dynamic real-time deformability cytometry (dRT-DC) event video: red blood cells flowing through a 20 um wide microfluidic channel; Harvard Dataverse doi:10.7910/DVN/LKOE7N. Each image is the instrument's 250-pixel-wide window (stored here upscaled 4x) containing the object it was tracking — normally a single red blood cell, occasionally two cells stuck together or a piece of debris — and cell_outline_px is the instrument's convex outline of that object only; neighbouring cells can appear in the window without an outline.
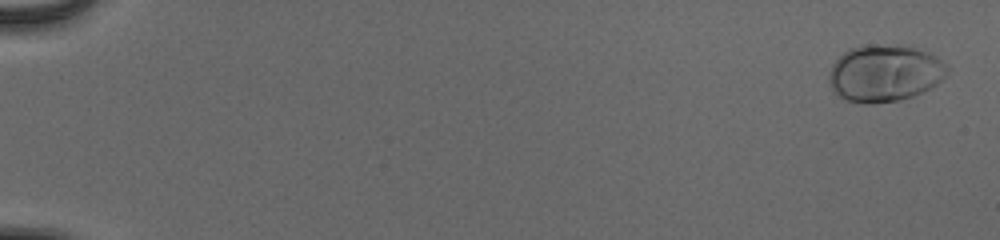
{"species": "human", "species_latin": "Homo sapiens", "temperature_condition": "cold", "stored_images_in_passage": 55, "camera_frame_rate_fps": 3000, "um_per_image_px": 0.085, "donor": {"sex": "male"}, "frame": {"image": 1, "passage_image": 2, "time_ms": 0.333, "image_size_px": [1000, 240], "cell_outline_px": [[948, 72], [936, 84], [912, 96], [900, 100], [872, 104], [864, 104], [844, 100], [836, 96], [832, 92], [828, 80], [828, 76], [832, 64], [848, 48], [868, 44], [908, 44], [928, 52], [936, 56], [948, 68]], "centroid_in_image_um": [75.14, 6.21], "position_along_channel_um": 9.9, "area_um2": 39.82}}
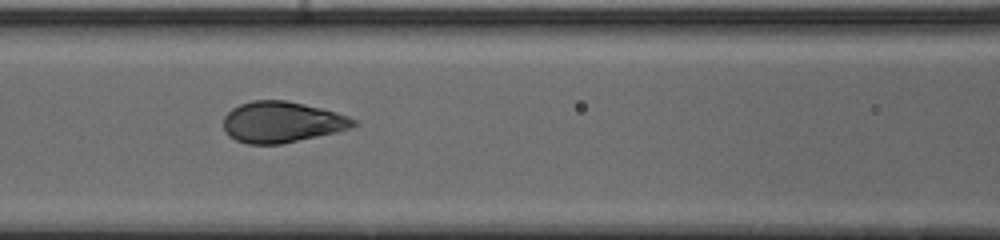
{"frame": {"image": 2, "passage_image": 27, "time_ms": 8.667, "image_size_px": [1000, 240], "cell_outline_px": [[360, 124], [352, 128], [336, 132], [280, 144], [248, 144], [236, 140], [228, 136], [224, 132], [224, 116], [232, 108], [240, 104], [252, 100], [288, 100], [336, 112], [348, 116], [356, 120]], "centroid_in_image_um": [23.96, 10.37], "position_along_channel_um": 142.6, "area_um2": 31.15}}
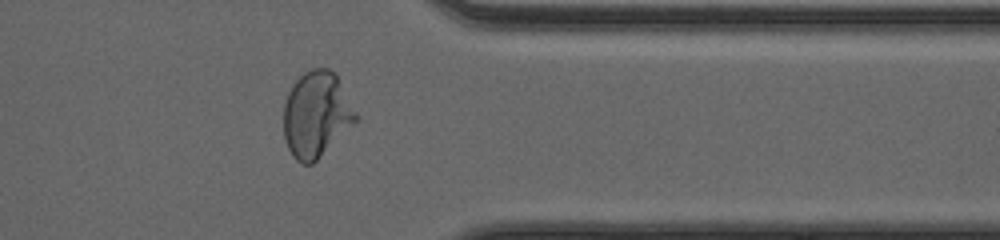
{"frame": {"image": 3, "passage_image": 46, "time_ms": 15.0, "image_size_px": [1000, 240], "cell_outline_px": [[360, 116], [312, 164], [300, 164], [292, 156], [288, 148], [284, 136], [284, 104], [288, 92], [292, 84], [304, 72], [312, 68], [328, 68], [336, 72]], "centroid_in_image_um": [26.89, 9.69], "position_along_channel_um": 384.5, "area_um2": 36.13}, "authors_computed_cell_mechanics": {"area_um2": 33.1772, "velocity_mm_per_s": 3.8986, "shape_relaxation_time_tau1_ms": 3.2427, "shape_relaxation_time_tau2_ms": null, "deformation_change_tau1": 0.1702, "deformation_change_tau2": null}}